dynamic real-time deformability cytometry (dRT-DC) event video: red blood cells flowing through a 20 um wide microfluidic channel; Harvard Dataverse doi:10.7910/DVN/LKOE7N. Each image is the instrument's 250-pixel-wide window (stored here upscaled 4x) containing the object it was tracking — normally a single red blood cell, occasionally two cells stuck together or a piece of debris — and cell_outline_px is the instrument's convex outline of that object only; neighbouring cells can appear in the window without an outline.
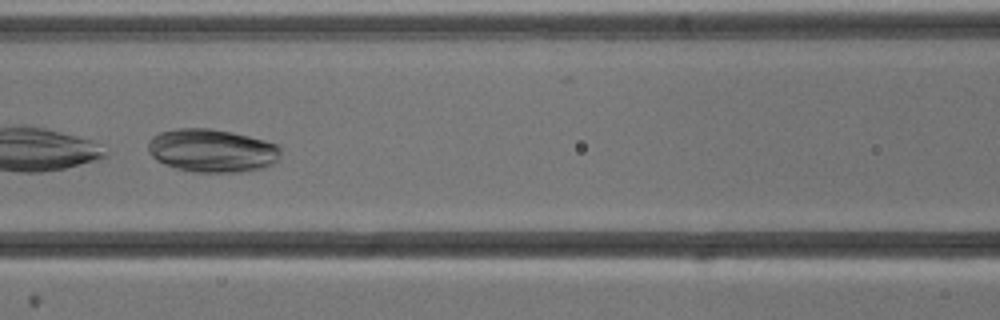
{"species": "common noctule bat (a hibernating species)", "species_latin": "Nyctalus noctula", "temperature_condition": "cold", "stored_images_in_passage": 9, "camera_frame_rate_fps": 3000, "um_per_image_px": 0.085, "animal": {"sex": "male", "body_mass_g": 13.3}, "frame": {"image": 1, "passage_image": 7, "time_ms": 7.0, "image_size_px": [1000, 320], "cell_outline_px": [[280, 156], [272, 164], [264, 168], [240, 172], [192, 172], [176, 168], [164, 164], [156, 160], [148, 152], [148, 140], [152, 136], [160, 132], [176, 128], [208, 128], [232, 132], [264, 140], [276, 144], [280, 148]], "centroid_in_image_um": [17.99, 12.8], "position_along_channel_um": 148.6, "area_um2": 33.52}}
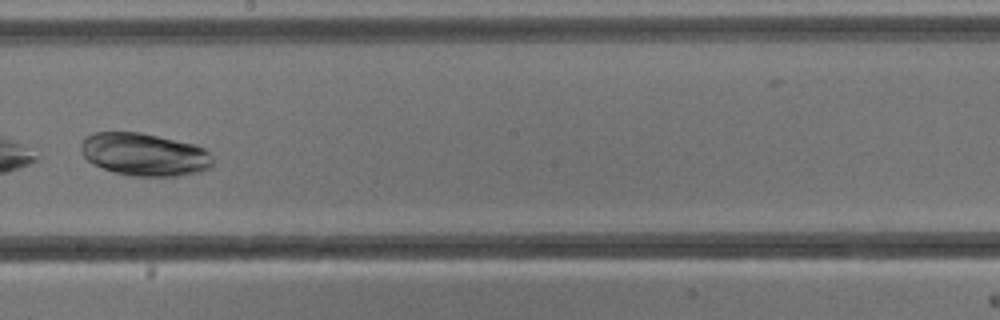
{"frame": {"image": 2, "passage_image": 9, "time_ms": 9.333, "image_size_px": [1000, 320], "cell_outline_px": [[212, 164], [208, 168], [200, 172], [180, 176], [128, 176], [92, 164], [80, 152], [80, 144], [84, 136], [92, 132], [140, 132], [196, 144], [204, 148], [212, 156]], "centroid_in_image_um": [12.25, 13.12], "position_along_channel_um": 235.9, "area_um2": 33.18}}